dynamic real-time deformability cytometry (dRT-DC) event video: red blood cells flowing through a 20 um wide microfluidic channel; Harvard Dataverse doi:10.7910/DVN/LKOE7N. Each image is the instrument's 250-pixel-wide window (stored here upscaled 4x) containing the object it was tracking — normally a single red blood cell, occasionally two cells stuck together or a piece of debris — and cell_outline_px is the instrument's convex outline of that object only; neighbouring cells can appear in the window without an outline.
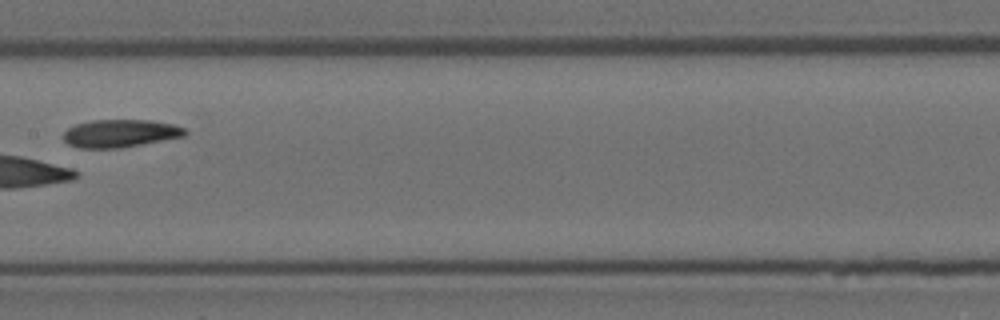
{"species": "Egyptian fruit bat (a non-hibernating species)", "species_latin": "Rousettus aegyptiacus", "temperature_condition": "room temperature", "stored_images_in_passage": 9, "camera_frame_rate_fps": 3000, "um_per_image_px": 0.085, "animal": {"sex": "female"}, "frame": {"image": 1, "passage_image": 8, "time_ms": 2.333, "image_size_px": [1000, 320], "cell_outline_px": [[188, 132], [184, 136], [120, 148], [80, 148], [68, 144], [64, 140], [64, 132], [68, 128], [76, 124], [92, 120], [152, 120], [172, 124], [188, 128]], "centroid_in_image_um": [10.24, 11.33], "position_along_channel_um": 197.2, "area_um2": 19.71}}
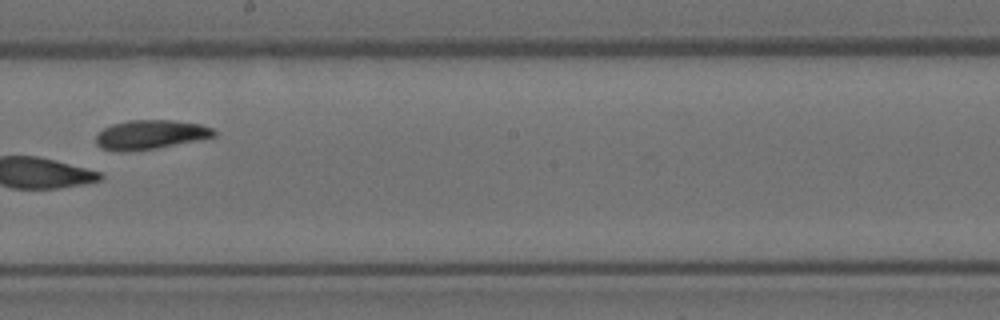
{"frame": {"image": 2, "passage_image": 9, "time_ms": 2.667, "image_size_px": [1000, 320], "cell_outline_px": [[216, 136], [156, 148], [120, 152], [104, 148], [96, 144], [96, 136], [104, 128], [112, 124], [128, 120], [172, 120], [200, 124], [212, 128], [216, 132]], "centroid_in_image_um": [12.78, 11.43], "position_along_channel_um": 235.4, "area_um2": 19.83}}